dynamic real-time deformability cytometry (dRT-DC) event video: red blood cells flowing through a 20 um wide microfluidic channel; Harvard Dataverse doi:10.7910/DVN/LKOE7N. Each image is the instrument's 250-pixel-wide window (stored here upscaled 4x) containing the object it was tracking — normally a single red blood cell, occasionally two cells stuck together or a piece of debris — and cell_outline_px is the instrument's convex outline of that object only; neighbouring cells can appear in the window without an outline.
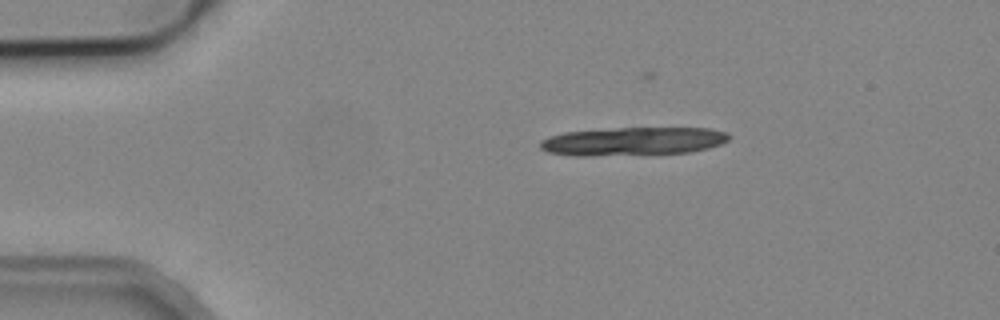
{"species": "common noctule bat (a hibernating species)", "species_latin": "Nyctalus noctula", "temperature_condition": "cold", "stored_images_in_passage": 2, "camera_frame_rate_fps": 3000, "um_per_image_px": 0.085, "animal": {"sex": "male", "body_mass_g": 19.2, "forearm_length_mm": 51.8}, "frame": {"image": 1, "passage_image": 1, "time_ms": 0.0, "image_size_px": [1000, 320], "cell_outline_px": [[732, 136], [728, 140], [720, 144], [708, 148], [688, 152], [584, 156], [572, 156], [548, 152], [540, 148], [540, 140], [548, 136], [564, 132], [616, 128], [708, 128], [728, 132]], "centroid_in_image_um": [53.79, 12.0], "position_along_channel_um": 31.2, "area_um2": 31.1}}